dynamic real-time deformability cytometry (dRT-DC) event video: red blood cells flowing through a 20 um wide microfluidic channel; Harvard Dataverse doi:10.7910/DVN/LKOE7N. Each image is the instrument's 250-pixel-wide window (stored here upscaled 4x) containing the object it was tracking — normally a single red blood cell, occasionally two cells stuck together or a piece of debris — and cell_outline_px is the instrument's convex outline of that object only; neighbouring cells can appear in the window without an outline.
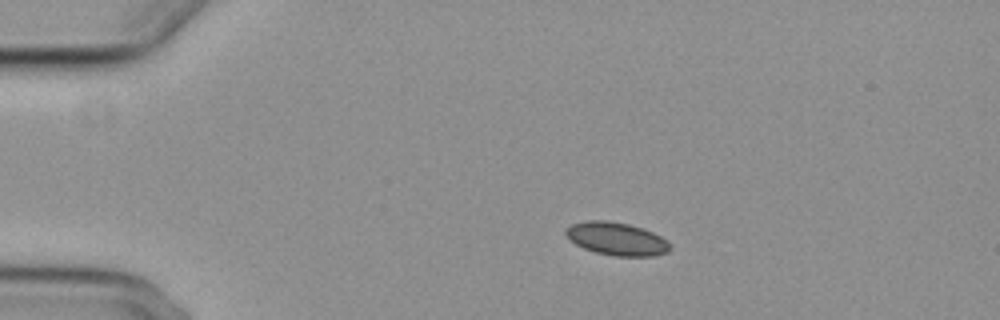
{"species": "common noctule bat (a hibernating species)", "species_latin": "Nyctalus noctula", "temperature_condition": "cold", "stored_images_in_passage": 3, "camera_frame_rate_fps": 3000, "um_per_image_px": 0.085, "animal": {"sex": "female", "body_mass_g": 29.2, "forearm_length_mm": 56.3}, "frame": {"image": 1, "passage_image": 2, "time_ms": 1.667, "image_size_px": [1000, 320], "cell_outline_px": [[672, 248], [668, 252], [652, 256], [612, 256], [596, 252], [584, 248], [576, 244], [564, 232], [564, 228], [572, 224], [584, 220], [608, 220], [628, 224], [652, 232], [668, 240]], "centroid_in_image_um": [52.42, 20.29], "position_along_channel_um": 32.6, "area_um2": 20.06}}